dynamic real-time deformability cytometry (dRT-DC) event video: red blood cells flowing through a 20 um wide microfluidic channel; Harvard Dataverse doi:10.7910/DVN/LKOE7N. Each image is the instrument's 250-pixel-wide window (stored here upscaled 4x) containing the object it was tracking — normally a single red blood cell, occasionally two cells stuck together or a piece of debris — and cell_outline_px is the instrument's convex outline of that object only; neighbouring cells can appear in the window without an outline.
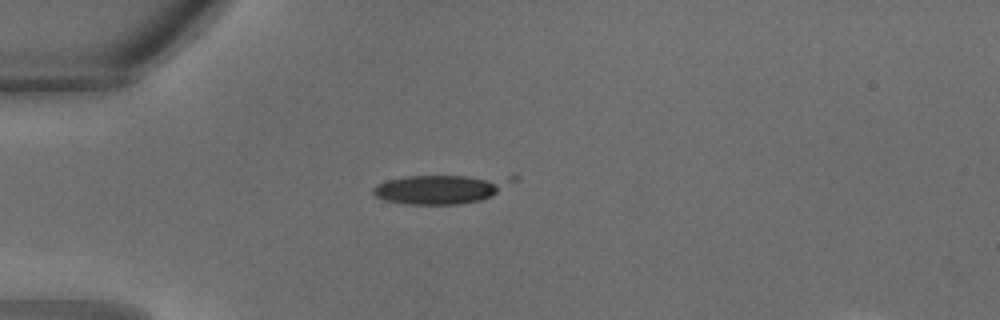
{"species": "common noctule bat (a hibernating species)", "species_latin": "Nyctalus noctula", "temperature_condition": "warm", "stored_images_in_passage": 3, "camera_frame_rate_fps": 3000, "um_per_image_px": 0.085, "animal": {"sex": "male", "body_mass_g": 18.8}, "frame": {"image": 1, "passage_image": 1, "time_ms": 0.0, "image_size_px": [1000, 320], "cell_outline_px": [[520, 180], [492, 196], [480, 200], [460, 204], [408, 204], [384, 200], [376, 196], [372, 192], [372, 188], [376, 184], [388, 180], [408, 176], [520, 176]], "centroid_in_image_um": [37.56, 16.06], "position_along_channel_um": 47.4, "area_um2": 23.81}}